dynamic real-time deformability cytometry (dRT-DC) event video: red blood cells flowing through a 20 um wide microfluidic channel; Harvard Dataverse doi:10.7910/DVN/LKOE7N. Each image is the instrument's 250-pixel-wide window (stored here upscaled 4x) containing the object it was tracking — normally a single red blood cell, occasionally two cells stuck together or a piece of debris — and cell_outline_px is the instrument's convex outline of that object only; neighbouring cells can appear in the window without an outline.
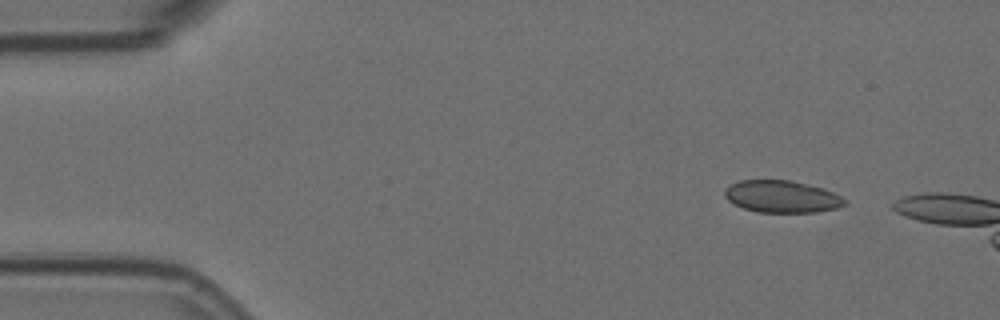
{"species": "Egyptian fruit bat (a non-hibernating species)", "species_latin": "Rousettus aegyptiacus", "temperature_condition": "room temperature", "stored_images_in_passage": 8, "segment_of_instrument_passage": [1, 2], "camera_frame_rate_fps": 3000, "um_per_image_px": 0.085, "animal": {"sex": "female"}, "frame": {"image": 1, "passage_image": 1, "time_ms": 0.0, "image_size_px": [1000, 320], "cell_outline_px": [[848, 204], [836, 208], [816, 212], [756, 212], [744, 208], [728, 200], [724, 196], [724, 188], [728, 184], [740, 180], [788, 180], [824, 188], [848, 200]], "centroid_in_image_um": [66.45, 16.7], "position_along_channel_um": 18.6, "area_um2": 22.54}}
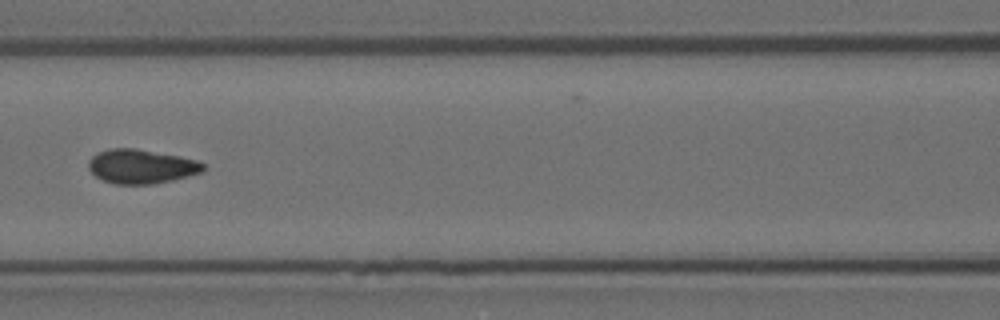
{"frame": {"image": 2, "passage_image": 4, "time_ms": 1.0, "image_size_px": [1000, 320], "cell_outline_px": [[204, 172], [172, 180], [152, 184], [116, 184], [104, 180], [96, 176], [88, 168], [88, 160], [92, 156], [100, 152], [112, 148], [136, 148], [180, 156], [196, 160], [204, 164]], "centroid_in_image_um": [12.02, 14.14], "position_along_channel_um": 154.6, "area_um2": 22.77}}
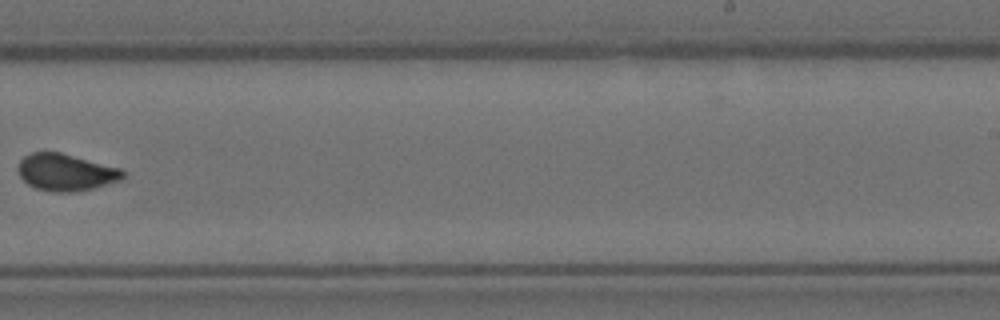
{"frame": {"image": 3, "passage_image": 7, "time_ms": 2.0, "image_size_px": [1000, 320], "cell_outline_px": [[124, 176], [120, 180], [92, 188], [76, 192], [52, 192], [36, 188], [28, 184], [20, 176], [16, 168], [20, 160], [24, 156], [32, 152], [60, 152], [120, 168], [124, 172]], "centroid_in_image_um": [5.56, 14.64], "position_along_channel_um": 283.4, "area_um2": 22.48}}